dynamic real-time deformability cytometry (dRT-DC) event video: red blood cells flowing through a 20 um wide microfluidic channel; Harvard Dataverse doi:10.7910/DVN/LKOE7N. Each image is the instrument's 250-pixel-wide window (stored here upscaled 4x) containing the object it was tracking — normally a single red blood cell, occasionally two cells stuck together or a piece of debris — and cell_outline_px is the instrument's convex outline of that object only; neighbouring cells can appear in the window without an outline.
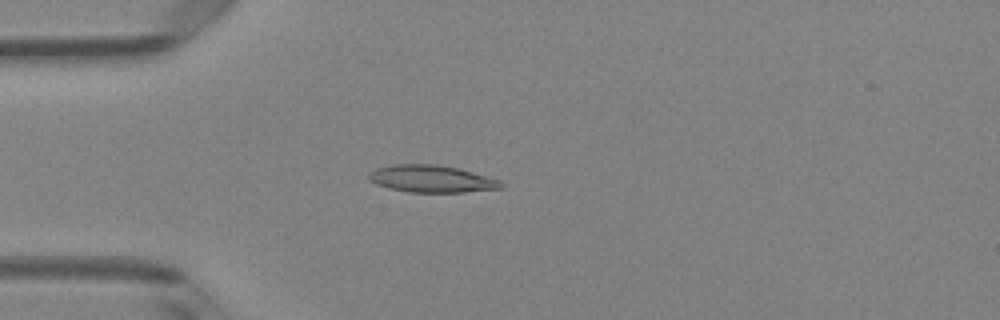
{"species": "Egyptian fruit bat (a non-hibernating species)", "species_latin": "Rousettus aegyptiacus", "temperature_condition": "room temperature", "stored_images_in_passage": 50, "camera_frame_rate_fps": 3000, "um_per_image_px": 0.085, "animal": {"sex": "female"}, "frame": {"image": 1, "passage_image": 13, "time_ms": 4.0, "image_size_px": [1000, 320], "cell_outline_px": [[504, 188], [464, 192], [408, 192], [388, 188], [376, 184], [368, 180], [368, 172], [376, 168], [392, 164], [436, 164], [460, 168], [500, 180], [504, 184]], "centroid_in_image_um": [36.67, 15.19], "position_along_channel_um": 48.3, "area_um2": 21.21}}
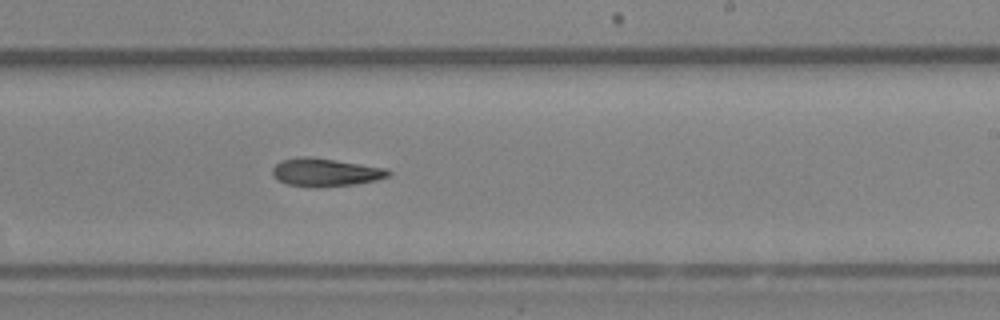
{"frame": {"image": 2, "passage_image": 30, "time_ms": 9.667, "image_size_px": [1000, 320], "cell_outline_px": [[392, 172], [388, 176], [376, 180], [356, 184], [320, 188], [312, 188], [288, 184], [276, 180], [272, 176], [272, 168], [280, 160], [304, 156], [308, 156], [388, 168]], "centroid_in_image_um": [27.64, 14.66], "position_along_channel_um": 261.4, "area_um2": 19.25}}
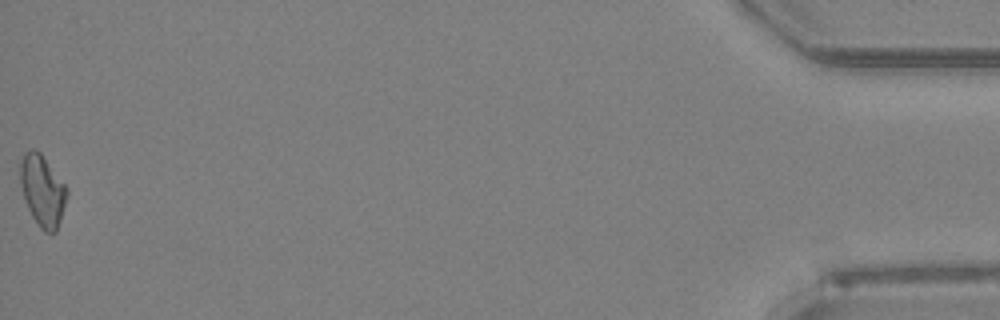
{"frame": {"image": 3, "passage_image": 50, "time_ms": 16.333, "image_size_px": [1000, 320], "cell_outline_px": [[68, 196], [56, 232], [44, 232], [40, 228], [32, 216], [24, 200], [20, 184], [20, 164], [24, 152], [32, 148], [36, 148], [40, 152], [68, 188]], "centroid_in_image_um": [3.61, 16.19], "position_along_channel_um": 431.6, "area_um2": 19.48}, "authors_computed_cell_mechanics": {"area_um2": 19.074, "velocity_mm_per_s": 4.0232, "shape_relaxation_time_tau1_ms": 3.8184, "shape_relaxation_time_tau2_ms": 5.127, "deformation_change_tau1": 0.1162, "deformation_change_tau2": 0.1282}}